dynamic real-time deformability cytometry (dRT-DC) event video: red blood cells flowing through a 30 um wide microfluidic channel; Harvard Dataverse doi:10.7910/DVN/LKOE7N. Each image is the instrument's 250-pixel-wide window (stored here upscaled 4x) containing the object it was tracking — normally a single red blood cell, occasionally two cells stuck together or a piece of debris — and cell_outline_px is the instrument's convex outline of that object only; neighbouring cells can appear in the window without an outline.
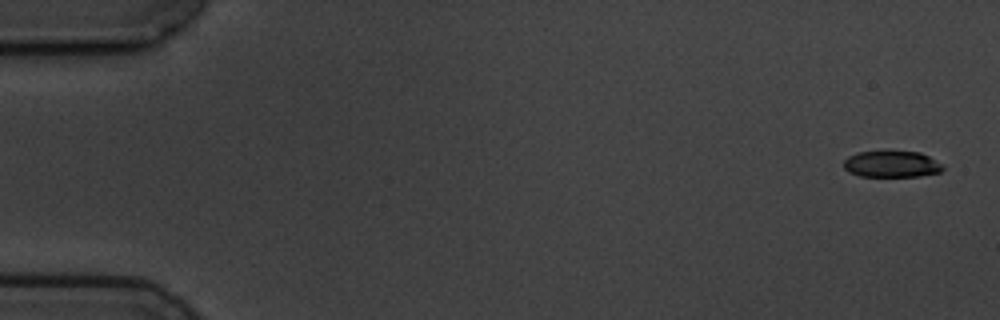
{"species": "common noctule bat (a hibernating species)", "species_latin": "Nyctalus noctula", "temperature_condition": "cold", "stored_images_in_passage": 6, "segment_of_instrument_passage": [2, 2], "camera_frame_rate_fps": 3000, "um_per_image_px": 0.085, "animal": {"sex": "male", "body_mass_g": 19.5, "forearm_length_mm": 54.6}, "frame": {"image": 1, "passage_image": 6, "time_ms": 6.667, "image_size_px": [1000, 320], "cell_outline_px": [[944, 168], [940, 172], [920, 176], [860, 176], [848, 172], [844, 168], [844, 160], [848, 156], [856, 152], [920, 152], [928, 156], [940, 164]], "centroid_in_image_um": [75.75, 13.96], "position_along_channel_um": 9.2, "area_um2": 15.03}}